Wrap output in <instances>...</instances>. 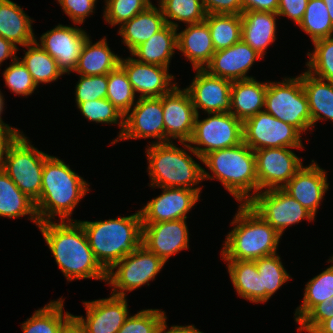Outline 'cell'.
<instances>
[{"label": "cell", "instance_id": "cell-9", "mask_svg": "<svg viewBox=\"0 0 333 333\" xmlns=\"http://www.w3.org/2000/svg\"><path fill=\"white\" fill-rule=\"evenodd\" d=\"M264 110L301 133L312 128L308 100L300 76L285 78L282 82H268Z\"/></svg>", "mask_w": 333, "mask_h": 333}, {"label": "cell", "instance_id": "cell-5", "mask_svg": "<svg viewBox=\"0 0 333 333\" xmlns=\"http://www.w3.org/2000/svg\"><path fill=\"white\" fill-rule=\"evenodd\" d=\"M221 249L223 260H256L277 253L281 236L248 204H240Z\"/></svg>", "mask_w": 333, "mask_h": 333}, {"label": "cell", "instance_id": "cell-21", "mask_svg": "<svg viewBox=\"0 0 333 333\" xmlns=\"http://www.w3.org/2000/svg\"><path fill=\"white\" fill-rule=\"evenodd\" d=\"M120 66L126 72L134 93H140L139 98H160L177 85L171 83L175 78L167 67L141 63L133 57H121Z\"/></svg>", "mask_w": 333, "mask_h": 333}, {"label": "cell", "instance_id": "cell-8", "mask_svg": "<svg viewBox=\"0 0 333 333\" xmlns=\"http://www.w3.org/2000/svg\"><path fill=\"white\" fill-rule=\"evenodd\" d=\"M49 156L31 145L28 137L21 133L7 150L3 171L36 202L41 194L44 162Z\"/></svg>", "mask_w": 333, "mask_h": 333}, {"label": "cell", "instance_id": "cell-51", "mask_svg": "<svg viewBox=\"0 0 333 333\" xmlns=\"http://www.w3.org/2000/svg\"><path fill=\"white\" fill-rule=\"evenodd\" d=\"M309 0H279L277 14L286 16L299 25L301 22Z\"/></svg>", "mask_w": 333, "mask_h": 333}, {"label": "cell", "instance_id": "cell-37", "mask_svg": "<svg viewBox=\"0 0 333 333\" xmlns=\"http://www.w3.org/2000/svg\"><path fill=\"white\" fill-rule=\"evenodd\" d=\"M333 263V256L328 263ZM302 304L295 310V321L299 323L317 304L333 296V265L309 280L304 289Z\"/></svg>", "mask_w": 333, "mask_h": 333}, {"label": "cell", "instance_id": "cell-32", "mask_svg": "<svg viewBox=\"0 0 333 333\" xmlns=\"http://www.w3.org/2000/svg\"><path fill=\"white\" fill-rule=\"evenodd\" d=\"M227 261L228 273L238 296L253 303L265 302V290H261L260 275L255 260Z\"/></svg>", "mask_w": 333, "mask_h": 333}, {"label": "cell", "instance_id": "cell-24", "mask_svg": "<svg viewBox=\"0 0 333 333\" xmlns=\"http://www.w3.org/2000/svg\"><path fill=\"white\" fill-rule=\"evenodd\" d=\"M177 48L192 63L194 70L204 69L216 52L205 21L189 24L177 33Z\"/></svg>", "mask_w": 333, "mask_h": 333}, {"label": "cell", "instance_id": "cell-2", "mask_svg": "<svg viewBox=\"0 0 333 333\" xmlns=\"http://www.w3.org/2000/svg\"><path fill=\"white\" fill-rule=\"evenodd\" d=\"M89 185L63 160L49 156L43 166L41 194L35 202L39 222L52 221L56 215L60 221H73L69 217L89 192Z\"/></svg>", "mask_w": 333, "mask_h": 333}, {"label": "cell", "instance_id": "cell-11", "mask_svg": "<svg viewBox=\"0 0 333 333\" xmlns=\"http://www.w3.org/2000/svg\"><path fill=\"white\" fill-rule=\"evenodd\" d=\"M301 134L297 128L265 110L243 122V142L253 151L281 147L303 149Z\"/></svg>", "mask_w": 333, "mask_h": 333}, {"label": "cell", "instance_id": "cell-60", "mask_svg": "<svg viewBox=\"0 0 333 333\" xmlns=\"http://www.w3.org/2000/svg\"><path fill=\"white\" fill-rule=\"evenodd\" d=\"M330 303H332L333 304V296L331 297V299H330Z\"/></svg>", "mask_w": 333, "mask_h": 333}, {"label": "cell", "instance_id": "cell-23", "mask_svg": "<svg viewBox=\"0 0 333 333\" xmlns=\"http://www.w3.org/2000/svg\"><path fill=\"white\" fill-rule=\"evenodd\" d=\"M326 174V171L312 160L309 166H302L282 189L315 216L329 189Z\"/></svg>", "mask_w": 333, "mask_h": 333}, {"label": "cell", "instance_id": "cell-15", "mask_svg": "<svg viewBox=\"0 0 333 333\" xmlns=\"http://www.w3.org/2000/svg\"><path fill=\"white\" fill-rule=\"evenodd\" d=\"M89 35L79 27L57 25L43 33L40 42L35 40L52 58L57 61L63 74L73 72L85 40Z\"/></svg>", "mask_w": 333, "mask_h": 333}, {"label": "cell", "instance_id": "cell-25", "mask_svg": "<svg viewBox=\"0 0 333 333\" xmlns=\"http://www.w3.org/2000/svg\"><path fill=\"white\" fill-rule=\"evenodd\" d=\"M241 39L262 57L276 40L278 14L264 11H243Z\"/></svg>", "mask_w": 333, "mask_h": 333}, {"label": "cell", "instance_id": "cell-17", "mask_svg": "<svg viewBox=\"0 0 333 333\" xmlns=\"http://www.w3.org/2000/svg\"><path fill=\"white\" fill-rule=\"evenodd\" d=\"M191 85L185 88L191 96L196 114L198 108L206 113H229L232 81L213 76L205 69H195Z\"/></svg>", "mask_w": 333, "mask_h": 333}, {"label": "cell", "instance_id": "cell-42", "mask_svg": "<svg viewBox=\"0 0 333 333\" xmlns=\"http://www.w3.org/2000/svg\"><path fill=\"white\" fill-rule=\"evenodd\" d=\"M82 115L87 120L95 123L117 124L120 128L119 135L111 144L117 143L124 129V115L107 98L88 100L77 105ZM121 120V121H120Z\"/></svg>", "mask_w": 333, "mask_h": 333}, {"label": "cell", "instance_id": "cell-33", "mask_svg": "<svg viewBox=\"0 0 333 333\" xmlns=\"http://www.w3.org/2000/svg\"><path fill=\"white\" fill-rule=\"evenodd\" d=\"M29 215V219L37 226L40 224L35 202L24 194L13 180L0 171V216L19 218Z\"/></svg>", "mask_w": 333, "mask_h": 333}, {"label": "cell", "instance_id": "cell-26", "mask_svg": "<svg viewBox=\"0 0 333 333\" xmlns=\"http://www.w3.org/2000/svg\"><path fill=\"white\" fill-rule=\"evenodd\" d=\"M267 85L254 78L232 81L230 113L244 122L263 111Z\"/></svg>", "mask_w": 333, "mask_h": 333}, {"label": "cell", "instance_id": "cell-30", "mask_svg": "<svg viewBox=\"0 0 333 333\" xmlns=\"http://www.w3.org/2000/svg\"><path fill=\"white\" fill-rule=\"evenodd\" d=\"M107 38L92 45L90 36L84 42L78 63L73 72L79 75H105L120 65L121 57L115 55L108 46Z\"/></svg>", "mask_w": 333, "mask_h": 333}, {"label": "cell", "instance_id": "cell-12", "mask_svg": "<svg viewBox=\"0 0 333 333\" xmlns=\"http://www.w3.org/2000/svg\"><path fill=\"white\" fill-rule=\"evenodd\" d=\"M247 204L280 235L288 226L303 219L309 222L315 220L310 211L283 189L259 191Z\"/></svg>", "mask_w": 333, "mask_h": 333}, {"label": "cell", "instance_id": "cell-31", "mask_svg": "<svg viewBox=\"0 0 333 333\" xmlns=\"http://www.w3.org/2000/svg\"><path fill=\"white\" fill-rule=\"evenodd\" d=\"M300 78L312 118L311 130L319 120L329 119L333 122V82L320 79L308 71L300 74Z\"/></svg>", "mask_w": 333, "mask_h": 333}, {"label": "cell", "instance_id": "cell-58", "mask_svg": "<svg viewBox=\"0 0 333 333\" xmlns=\"http://www.w3.org/2000/svg\"><path fill=\"white\" fill-rule=\"evenodd\" d=\"M323 1L326 4L328 14L331 18L332 25H333V0H323Z\"/></svg>", "mask_w": 333, "mask_h": 333}, {"label": "cell", "instance_id": "cell-7", "mask_svg": "<svg viewBox=\"0 0 333 333\" xmlns=\"http://www.w3.org/2000/svg\"><path fill=\"white\" fill-rule=\"evenodd\" d=\"M243 142V122L229 113H208V117L200 120L195 117L194 132L189 142H180L184 147L200 159L215 150L239 145ZM193 145H197L192 146ZM204 146V147H201Z\"/></svg>", "mask_w": 333, "mask_h": 333}, {"label": "cell", "instance_id": "cell-56", "mask_svg": "<svg viewBox=\"0 0 333 333\" xmlns=\"http://www.w3.org/2000/svg\"><path fill=\"white\" fill-rule=\"evenodd\" d=\"M60 333H86L79 322L72 317L63 327Z\"/></svg>", "mask_w": 333, "mask_h": 333}, {"label": "cell", "instance_id": "cell-44", "mask_svg": "<svg viewBox=\"0 0 333 333\" xmlns=\"http://www.w3.org/2000/svg\"><path fill=\"white\" fill-rule=\"evenodd\" d=\"M151 4L150 0H105L103 17L111 26H122Z\"/></svg>", "mask_w": 333, "mask_h": 333}, {"label": "cell", "instance_id": "cell-55", "mask_svg": "<svg viewBox=\"0 0 333 333\" xmlns=\"http://www.w3.org/2000/svg\"><path fill=\"white\" fill-rule=\"evenodd\" d=\"M167 317L163 321L160 332L159 333H203L202 331H199V329L195 328L194 325H187V326H179V325H174L167 329V323H166Z\"/></svg>", "mask_w": 333, "mask_h": 333}, {"label": "cell", "instance_id": "cell-18", "mask_svg": "<svg viewBox=\"0 0 333 333\" xmlns=\"http://www.w3.org/2000/svg\"><path fill=\"white\" fill-rule=\"evenodd\" d=\"M162 194L141 208L142 224L187 219V214L198 202L200 194L191 189L163 187Z\"/></svg>", "mask_w": 333, "mask_h": 333}, {"label": "cell", "instance_id": "cell-1", "mask_svg": "<svg viewBox=\"0 0 333 333\" xmlns=\"http://www.w3.org/2000/svg\"><path fill=\"white\" fill-rule=\"evenodd\" d=\"M55 261L69 281L94 278L107 281V271L96 260L86 233L77 221H48L38 225Z\"/></svg>", "mask_w": 333, "mask_h": 333}, {"label": "cell", "instance_id": "cell-38", "mask_svg": "<svg viewBox=\"0 0 333 333\" xmlns=\"http://www.w3.org/2000/svg\"><path fill=\"white\" fill-rule=\"evenodd\" d=\"M158 3L166 24L176 29L179 24L172 19L189 25L203 22L206 18L202 0H159Z\"/></svg>", "mask_w": 333, "mask_h": 333}, {"label": "cell", "instance_id": "cell-19", "mask_svg": "<svg viewBox=\"0 0 333 333\" xmlns=\"http://www.w3.org/2000/svg\"><path fill=\"white\" fill-rule=\"evenodd\" d=\"M86 318L73 317L86 333H117L129 317L126 297L111 294L109 298L83 302Z\"/></svg>", "mask_w": 333, "mask_h": 333}, {"label": "cell", "instance_id": "cell-6", "mask_svg": "<svg viewBox=\"0 0 333 333\" xmlns=\"http://www.w3.org/2000/svg\"><path fill=\"white\" fill-rule=\"evenodd\" d=\"M148 158V174L150 186L187 188L201 192L199 184L204 180L203 169L182 148H178L172 141L165 143H151L146 149ZM195 186V187H193Z\"/></svg>", "mask_w": 333, "mask_h": 333}, {"label": "cell", "instance_id": "cell-40", "mask_svg": "<svg viewBox=\"0 0 333 333\" xmlns=\"http://www.w3.org/2000/svg\"><path fill=\"white\" fill-rule=\"evenodd\" d=\"M255 262L260 275L261 290H265V302H267L285 282L290 280V275L284 269L277 253L258 258Z\"/></svg>", "mask_w": 333, "mask_h": 333}, {"label": "cell", "instance_id": "cell-46", "mask_svg": "<svg viewBox=\"0 0 333 333\" xmlns=\"http://www.w3.org/2000/svg\"><path fill=\"white\" fill-rule=\"evenodd\" d=\"M5 85L16 95L28 96L34 93L37 85L25 65L17 58L3 72Z\"/></svg>", "mask_w": 333, "mask_h": 333}, {"label": "cell", "instance_id": "cell-29", "mask_svg": "<svg viewBox=\"0 0 333 333\" xmlns=\"http://www.w3.org/2000/svg\"><path fill=\"white\" fill-rule=\"evenodd\" d=\"M32 20L11 0H0V36L14 45L26 46L36 40Z\"/></svg>", "mask_w": 333, "mask_h": 333}, {"label": "cell", "instance_id": "cell-57", "mask_svg": "<svg viewBox=\"0 0 333 333\" xmlns=\"http://www.w3.org/2000/svg\"><path fill=\"white\" fill-rule=\"evenodd\" d=\"M312 333H333V315L324 320Z\"/></svg>", "mask_w": 333, "mask_h": 333}, {"label": "cell", "instance_id": "cell-3", "mask_svg": "<svg viewBox=\"0 0 333 333\" xmlns=\"http://www.w3.org/2000/svg\"><path fill=\"white\" fill-rule=\"evenodd\" d=\"M96 260L108 271L116 262L132 254L141 244L140 211L126 217L100 221H80Z\"/></svg>", "mask_w": 333, "mask_h": 333}, {"label": "cell", "instance_id": "cell-54", "mask_svg": "<svg viewBox=\"0 0 333 333\" xmlns=\"http://www.w3.org/2000/svg\"><path fill=\"white\" fill-rule=\"evenodd\" d=\"M17 45H14L11 41L4 39L0 36V66L1 63L8 59L15 61L18 57L15 55L18 51Z\"/></svg>", "mask_w": 333, "mask_h": 333}, {"label": "cell", "instance_id": "cell-14", "mask_svg": "<svg viewBox=\"0 0 333 333\" xmlns=\"http://www.w3.org/2000/svg\"><path fill=\"white\" fill-rule=\"evenodd\" d=\"M137 99L133 108L124 115V129L117 142L152 137L156 138V142L153 143H165L162 96Z\"/></svg>", "mask_w": 333, "mask_h": 333}, {"label": "cell", "instance_id": "cell-45", "mask_svg": "<svg viewBox=\"0 0 333 333\" xmlns=\"http://www.w3.org/2000/svg\"><path fill=\"white\" fill-rule=\"evenodd\" d=\"M166 317L160 309H143L129 316L117 333H159Z\"/></svg>", "mask_w": 333, "mask_h": 333}, {"label": "cell", "instance_id": "cell-52", "mask_svg": "<svg viewBox=\"0 0 333 333\" xmlns=\"http://www.w3.org/2000/svg\"><path fill=\"white\" fill-rule=\"evenodd\" d=\"M21 133L23 132L9 125H0V171L4 168V161L9 146Z\"/></svg>", "mask_w": 333, "mask_h": 333}, {"label": "cell", "instance_id": "cell-48", "mask_svg": "<svg viewBox=\"0 0 333 333\" xmlns=\"http://www.w3.org/2000/svg\"><path fill=\"white\" fill-rule=\"evenodd\" d=\"M333 315V304L329 299L317 304L298 324L297 329L312 333L324 320Z\"/></svg>", "mask_w": 333, "mask_h": 333}, {"label": "cell", "instance_id": "cell-27", "mask_svg": "<svg viewBox=\"0 0 333 333\" xmlns=\"http://www.w3.org/2000/svg\"><path fill=\"white\" fill-rule=\"evenodd\" d=\"M177 30L166 24L141 45L137 46L131 55L136 61L169 68L171 58L177 48Z\"/></svg>", "mask_w": 333, "mask_h": 333}, {"label": "cell", "instance_id": "cell-20", "mask_svg": "<svg viewBox=\"0 0 333 333\" xmlns=\"http://www.w3.org/2000/svg\"><path fill=\"white\" fill-rule=\"evenodd\" d=\"M187 219L142 224V240L148 250L154 252L165 263L169 257L183 249H189Z\"/></svg>", "mask_w": 333, "mask_h": 333}, {"label": "cell", "instance_id": "cell-22", "mask_svg": "<svg viewBox=\"0 0 333 333\" xmlns=\"http://www.w3.org/2000/svg\"><path fill=\"white\" fill-rule=\"evenodd\" d=\"M260 58L262 56L241 39L226 49L216 51L204 69L213 76L231 81L245 80L254 78L247 73Z\"/></svg>", "mask_w": 333, "mask_h": 333}, {"label": "cell", "instance_id": "cell-28", "mask_svg": "<svg viewBox=\"0 0 333 333\" xmlns=\"http://www.w3.org/2000/svg\"><path fill=\"white\" fill-rule=\"evenodd\" d=\"M166 25L161 8L151 4L119 28L122 42L130 53Z\"/></svg>", "mask_w": 333, "mask_h": 333}, {"label": "cell", "instance_id": "cell-49", "mask_svg": "<svg viewBox=\"0 0 333 333\" xmlns=\"http://www.w3.org/2000/svg\"><path fill=\"white\" fill-rule=\"evenodd\" d=\"M65 14L77 25L94 13L97 0H57Z\"/></svg>", "mask_w": 333, "mask_h": 333}, {"label": "cell", "instance_id": "cell-50", "mask_svg": "<svg viewBox=\"0 0 333 333\" xmlns=\"http://www.w3.org/2000/svg\"><path fill=\"white\" fill-rule=\"evenodd\" d=\"M206 14H238L243 12L242 0H202Z\"/></svg>", "mask_w": 333, "mask_h": 333}, {"label": "cell", "instance_id": "cell-43", "mask_svg": "<svg viewBox=\"0 0 333 333\" xmlns=\"http://www.w3.org/2000/svg\"><path fill=\"white\" fill-rule=\"evenodd\" d=\"M314 50L306 66L312 75L333 82V36L313 42Z\"/></svg>", "mask_w": 333, "mask_h": 333}, {"label": "cell", "instance_id": "cell-41", "mask_svg": "<svg viewBox=\"0 0 333 333\" xmlns=\"http://www.w3.org/2000/svg\"><path fill=\"white\" fill-rule=\"evenodd\" d=\"M106 98L125 115L135 104V93L124 69L119 65L108 74ZM135 101V102H134Z\"/></svg>", "mask_w": 333, "mask_h": 333}, {"label": "cell", "instance_id": "cell-59", "mask_svg": "<svg viewBox=\"0 0 333 333\" xmlns=\"http://www.w3.org/2000/svg\"><path fill=\"white\" fill-rule=\"evenodd\" d=\"M4 100L5 99L3 98V95L0 91V125H8L1 118V114L3 113V109H4Z\"/></svg>", "mask_w": 333, "mask_h": 333}, {"label": "cell", "instance_id": "cell-4", "mask_svg": "<svg viewBox=\"0 0 333 333\" xmlns=\"http://www.w3.org/2000/svg\"><path fill=\"white\" fill-rule=\"evenodd\" d=\"M202 160L213 173L210 175L203 169L204 180H219L241 204H247L258 193L255 152L244 142L212 151Z\"/></svg>", "mask_w": 333, "mask_h": 333}, {"label": "cell", "instance_id": "cell-34", "mask_svg": "<svg viewBox=\"0 0 333 333\" xmlns=\"http://www.w3.org/2000/svg\"><path fill=\"white\" fill-rule=\"evenodd\" d=\"M64 300L50 301L22 323L23 333H60L62 327L73 317L69 312L63 315Z\"/></svg>", "mask_w": 333, "mask_h": 333}, {"label": "cell", "instance_id": "cell-39", "mask_svg": "<svg viewBox=\"0 0 333 333\" xmlns=\"http://www.w3.org/2000/svg\"><path fill=\"white\" fill-rule=\"evenodd\" d=\"M311 37L312 42L333 36V25L323 0H309L298 25Z\"/></svg>", "mask_w": 333, "mask_h": 333}, {"label": "cell", "instance_id": "cell-16", "mask_svg": "<svg viewBox=\"0 0 333 333\" xmlns=\"http://www.w3.org/2000/svg\"><path fill=\"white\" fill-rule=\"evenodd\" d=\"M162 105L165 142L172 139L189 142L194 132L197 114L188 91L176 85L169 93L162 95Z\"/></svg>", "mask_w": 333, "mask_h": 333}, {"label": "cell", "instance_id": "cell-35", "mask_svg": "<svg viewBox=\"0 0 333 333\" xmlns=\"http://www.w3.org/2000/svg\"><path fill=\"white\" fill-rule=\"evenodd\" d=\"M27 51L23 59H19L30 72L37 86L40 83L56 81L63 72L58 68L57 61L52 58L36 41L25 46Z\"/></svg>", "mask_w": 333, "mask_h": 333}, {"label": "cell", "instance_id": "cell-13", "mask_svg": "<svg viewBox=\"0 0 333 333\" xmlns=\"http://www.w3.org/2000/svg\"><path fill=\"white\" fill-rule=\"evenodd\" d=\"M254 152L258 192L282 189L303 166L301 159L288 147L265 148Z\"/></svg>", "mask_w": 333, "mask_h": 333}, {"label": "cell", "instance_id": "cell-36", "mask_svg": "<svg viewBox=\"0 0 333 333\" xmlns=\"http://www.w3.org/2000/svg\"><path fill=\"white\" fill-rule=\"evenodd\" d=\"M215 51L226 49L241 40L242 17L238 14H206Z\"/></svg>", "mask_w": 333, "mask_h": 333}, {"label": "cell", "instance_id": "cell-47", "mask_svg": "<svg viewBox=\"0 0 333 333\" xmlns=\"http://www.w3.org/2000/svg\"><path fill=\"white\" fill-rule=\"evenodd\" d=\"M75 87V101L76 105L86 102L88 100H96L106 98L108 75H92L84 76L79 75Z\"/></svg>", "mask_w": 333, "mask_h": 333}, {"label": "cell", "instance_id": "cell-53", "mask_svg": "<svg viewBox=\"0 0 333 333\" xmlns=\"http://www.w3.org/2000/svg\"><path fill=\"white\" fill-rule=\"evenodd\" d=\"M243 11H264L277 13L279 0H242Z\"/></svg>", "mask_w": 333, "mask_h": 333}, {"label": "cell", "instance_id": "cell-10", "mask_svg": "<svg viewBox=\"0 0 333 333\" xmlns=\"http://www.w3.org/2000/svg\"><path fill=\"white\" fill-rule=\"evenodd\" d=\"M164 264L160 257L140 244L132 254L116 262L107 271L106 282L113 288L111 294L125 297L127 291L146 284L149 286V281L155 280Z\"/></svg>", "mask_w": 333, "mask_h": 333}]
</instances>
